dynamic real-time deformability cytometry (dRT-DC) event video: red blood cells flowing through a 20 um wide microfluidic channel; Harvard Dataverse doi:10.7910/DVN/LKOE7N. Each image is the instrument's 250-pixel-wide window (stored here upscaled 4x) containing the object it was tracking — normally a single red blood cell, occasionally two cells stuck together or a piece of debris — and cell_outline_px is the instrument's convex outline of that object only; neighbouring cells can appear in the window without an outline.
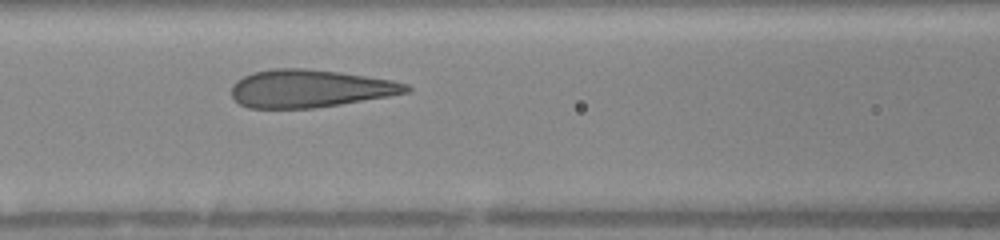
{"species": "human", "species_latin": "Homo sapiens", "temperature_condition": "warm", "stored_images_in_passage": 26, "camera_frame_rate_fps": 3000, "um_per_image_px": 0.085, "donor": {"sex": "female"}, "frame": {"image": 1, "passage_image": 17, "time_ms": 3.667, "image_size_px": [1000, 240], "cell_outline_px": [[412, 88], [408, 92], [388, 96], [340, 104], [312, 108], [248, 108], [240, 104], [232, 96], [232, 84], [236, 80], [252, 72], [272, 68], [304, 68], [340, 72], [392, 80], [408, 84]], "centroid_in_image_um": [26.32, 7.52], "position_along_channel_um": 140.3, "area_um2": 38.44}}
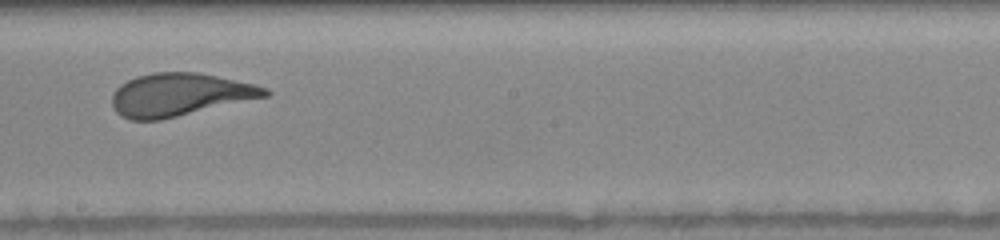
{"frame": {"image": 2, "passage_image": 24, "time_ms": 6.0, "image_size_px": [1000, 240], "cell_outline_px": [[272, 92], [268, 96], [160, 120], [132, 120], [120, 116], [112, 108], [112, 96], [116, 88], [120, 84], [136, 76], [152, 72], [196, 72], [256, 84], [268, 88]], "centroid_in_image_um": [15.26, 8.04], "position_along_channel_um": 232.9, "area_um2": 38.26}}